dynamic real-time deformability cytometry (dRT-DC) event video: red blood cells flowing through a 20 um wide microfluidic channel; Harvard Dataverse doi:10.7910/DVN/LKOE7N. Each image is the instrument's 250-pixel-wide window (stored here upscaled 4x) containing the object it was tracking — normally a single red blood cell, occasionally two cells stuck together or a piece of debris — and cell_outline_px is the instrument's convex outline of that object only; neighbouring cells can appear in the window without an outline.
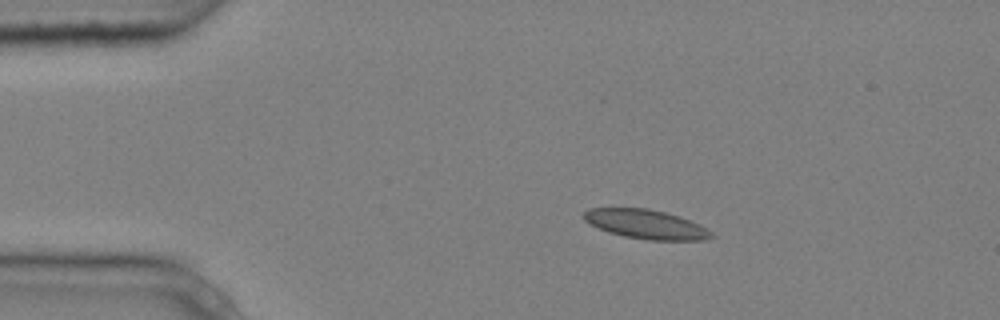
{"species": "common noctule bat (a hibernating species)", "species_latin": "Nyctalus noctula", "temperature_condition": "cold", "stored_images_in_passage": 3, "camera_frame_rate_fps": 3000, "um_per_image_px": 0.085, "animal": {"sex": "male", "body_mass_g": 20.4}, "frame": {"image": 1, "passage_image": 2, "time_ms": 0.333, "image_size_px": [1000, 320], "cell_outline_px": [[716, 236], [704, 240], [648, 240], [624, 236], [608, 232], [588, 224], [584, 220], [584, 212], [588, 208], [648, 208], [664, 212], [700, 224], [712, 232]], "centroid_in_image_um": [54.89, 19.07], "position_along_channel_um": 30.1, "area_um2": 21.68}}